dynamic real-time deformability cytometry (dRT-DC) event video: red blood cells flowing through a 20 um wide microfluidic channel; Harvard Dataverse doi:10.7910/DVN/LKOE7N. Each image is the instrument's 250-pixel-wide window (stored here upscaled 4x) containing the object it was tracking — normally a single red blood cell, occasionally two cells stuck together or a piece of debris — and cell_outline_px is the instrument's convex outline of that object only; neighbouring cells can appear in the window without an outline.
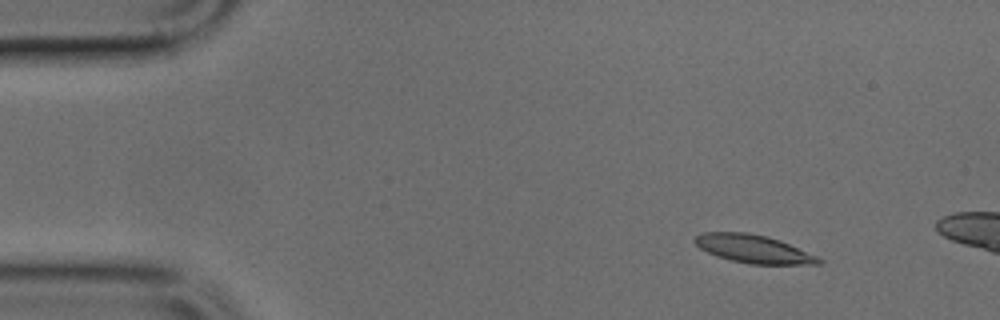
{"species": "common noctule bat (a hibernating species)", "species_latin": "Nyctalus noctula", "temperature_condition": "cold", "stored_images_in_passage": 3, "camera_frame_rate_fps": 3000, "um_per_image_px": 0.085, "animal": {"sex": "male", "body_mass_g": 17.9, "forearm_length_mm": 54.2}, "frame": {"image": 1, "passage_image": 1, "time_ms": 0.0, "image_size_px": [1000, 320], "cell_outline_px": [[824, 260], [820, 264], [752, 264], [732, 260], [716, 256], [700, 248], [692, 240], [696, 236], [704, 232], [748, 232], [768, 236], [780, 240], [820, 256]], "centroid_in_image_um": [64.09, 21.15], "position_along_channel_um": 20.9, "area_um2": 20.46}}